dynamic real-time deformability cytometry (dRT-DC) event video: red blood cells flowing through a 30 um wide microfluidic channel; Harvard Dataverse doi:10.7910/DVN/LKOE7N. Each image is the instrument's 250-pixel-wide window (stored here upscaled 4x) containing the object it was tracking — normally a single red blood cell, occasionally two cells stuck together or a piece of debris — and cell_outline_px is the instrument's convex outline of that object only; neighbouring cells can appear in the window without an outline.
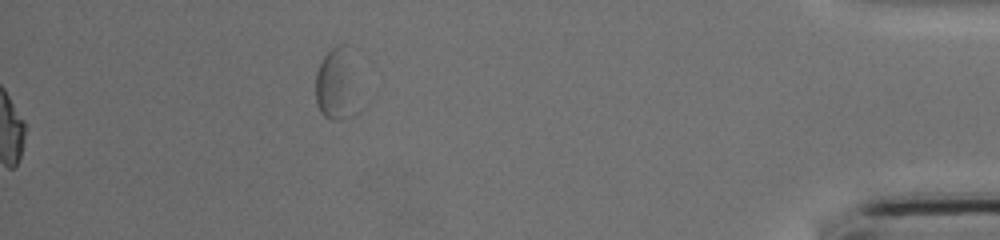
{"species": "common noctule bat (a hibernating species)", "species_latin": "Nyctalus noctula", "temperature_condition": "cold", "stored_images_in_passage": 48, "camera_frame_rate_fps": 3000, "um_per_image_px": 0.085, "animal": {"sex": "female", "body_mass_g": 17.0, "forearm_length_mm": 48.0}, "frame": {"image": 1, "passage_image": 48, "time_ms": 15.667, "image_size_px": [1000, 240], "cell_outline_px": [[356, 112], [352, 116], [340, 120], [332, 120], [324, 116], [320, 112], [316, 104], [316, 72], [324, 56], [336, 44], [348, 44]], "centroid_in_image_um": [28.53, 7.19], "position_along_channel_um": 406.7, "area_um2": 17.34}}